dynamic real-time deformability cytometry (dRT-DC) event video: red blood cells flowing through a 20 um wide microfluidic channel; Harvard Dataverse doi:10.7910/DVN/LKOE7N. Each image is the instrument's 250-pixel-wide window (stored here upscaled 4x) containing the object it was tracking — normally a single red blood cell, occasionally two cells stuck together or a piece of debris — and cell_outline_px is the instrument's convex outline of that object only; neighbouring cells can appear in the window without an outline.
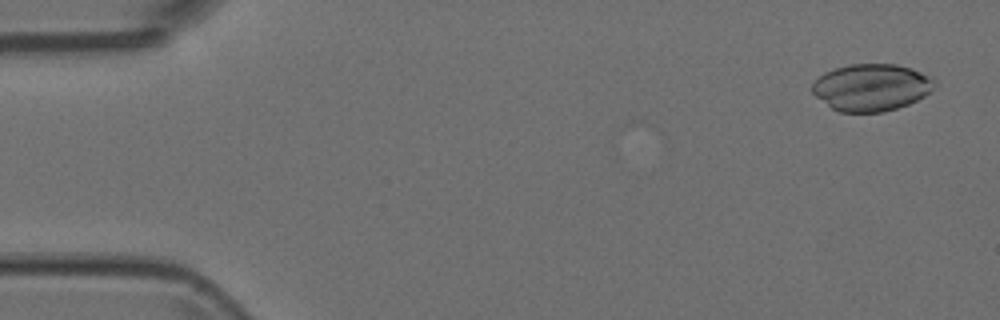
{"species": "Egyptian fruit bat (a non-hibernating species)", "species_latin": "Rousettus aegyptiacus", "temperature_condition": "room temperature", "stored_images_in_passage": 5, "segment_of_instrument_passage": [1, 2], "camera_frame_rate_fps": 3000, "um_per_image_px": 0.085, "animal": {"sex": "female"}, "frame": {"image": 1, "passage_image": 1, "time_ms": 0.0, "image_size_px": [1000, 320], "cell_outline_px": [[936, 84], [924, 96], [908, 104], [884, 112], [840, 112], [832, 108], [816, 96], [812, 92], [812, 84], [824, 72], [848, 64], [896, 64], [912, 68], [932, 76], [936, 80]], "centroid_in_image_um": [74.08, 7.41], "position_along_channel_um": 10.9, "area_um2": 33.52}}